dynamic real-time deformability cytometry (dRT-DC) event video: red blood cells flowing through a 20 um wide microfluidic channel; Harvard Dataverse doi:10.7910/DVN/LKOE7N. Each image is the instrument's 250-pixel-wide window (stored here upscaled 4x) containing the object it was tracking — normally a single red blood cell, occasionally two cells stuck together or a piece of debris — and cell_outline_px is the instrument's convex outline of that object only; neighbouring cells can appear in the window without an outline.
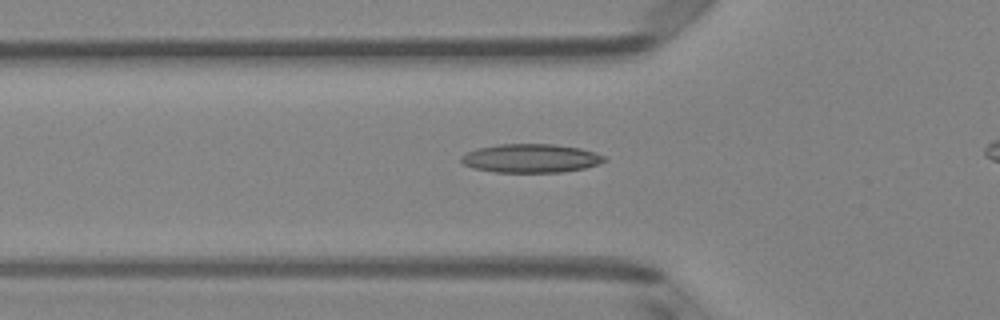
{"species": "Egyptian fruit bat (a non-hibernating species)", "species_latin": "Rousettus aegyptiacus", "temperature_condition": "room temperature", "stored_images_in_passage": 31, "camera_frame_rate_fps": 3000, "um_per_image_px": 0.085, "animal": {"sex": "female"}, "frame": {"image": 1, "passage_image": 4, "time_ms": 1.0, "image_size_px": [1000, 320], "cell_outline_px": [[608, 160], [600, 164], [584, 168], [560, 172], [496, 172], [472, 168], [464, 164], [460, 160], [460, 156], [476, 148], [500, 144], [556, 144], [580, 148], [596, 152], [604, 156]], "centroid_in_image_um": [45.13, 13.45], "position_along_channel_um": 80.7, "area_um2": 24.04}}
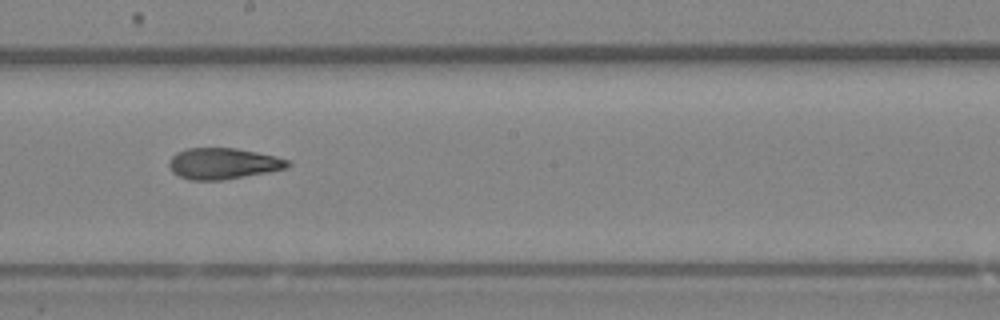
{"frame": {"image": 2, "passage_image": 15, "time_ms": 4.667, "image_size_px": [1000, 320], "cell_outline_px": [[292, 164], [288, 168], [268, 172], [220, 180], [192, 180], [180, 176], [172, 172], [168, 164], [172, 156], [176, 152], [188, 148], [236, 148], [276, 156], [288, 160]], "centroid_in_image_um": [18.97, 13.89], "position_along_channel_um": 229.2, "area_um2": 21.44}}
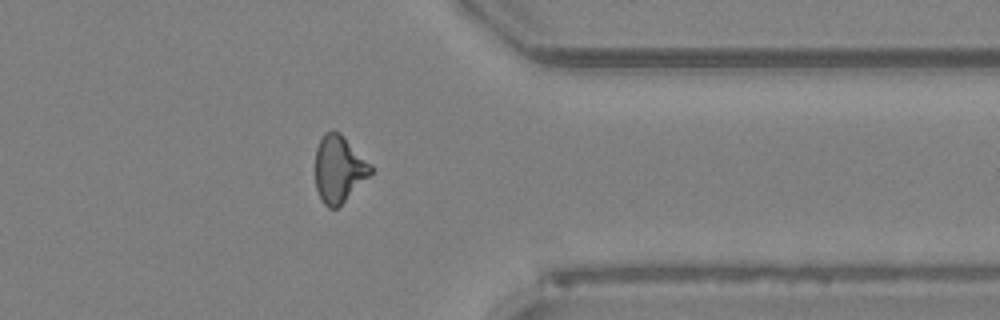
{"frame": {"image": 3, "passage_image": 27, "time_ms": 8.667, "image_size_px": [1000, 320], "cell_outline_px": [[372, 172], [336, 208], [328, 208], [324, 204], [316, 188], [316, 148], [324, 132], [332, 128], [340, 132], [372, 164]], "centroid_in_image_um": [28.8, 14.3], "position_along_channel_um": 382.6, "area_um2": 21.39}, "authors_computed_cell_mechanics": {"area_um2": 21.675, "velocity_mm_per_s": 4.0686, "shape_relaxation_time_tau1_ms": null, "shape_relaxation_time_tau2_ms": 3.0415, "deformation_change_tau1": null, "deformation_change_tau2": 0.1148}}